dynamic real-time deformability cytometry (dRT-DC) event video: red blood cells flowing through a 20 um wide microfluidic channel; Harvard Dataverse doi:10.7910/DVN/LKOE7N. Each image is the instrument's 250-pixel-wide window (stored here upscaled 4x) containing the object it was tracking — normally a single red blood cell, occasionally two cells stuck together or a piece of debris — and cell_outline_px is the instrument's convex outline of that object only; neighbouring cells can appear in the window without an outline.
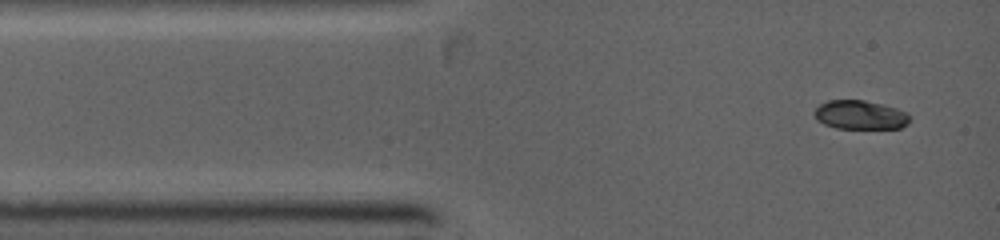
{"species": "common noctule bat (a hibernating species)", "species_latin": "Nyctalus noctula", "temperature_condition": "warm", "stored_images_in_passage": 3, "camera_frame_rate_fps": 5000, "um_per_image_px": 0.085, "animal": {"sex": "female", "body_mass_g": 19.0, "forearm_length_mm": 53.3}, "frame": {"image": 1, "passage_image": 1, "time_ms": 0.0, "image_size_px": [1000, 240], "cell_outline_px": [[908, 124], [900, 128], [836, 128], [824, 124], [816, 120], [816, 108], [820, 104], [828, 100], [864, 100], [896, 108], [904, 112], [908, 116]], "centroid_in_image_um": [73.09, 9.77], "position_along_channel_um": 11.9, "area_um2": 15.78}}
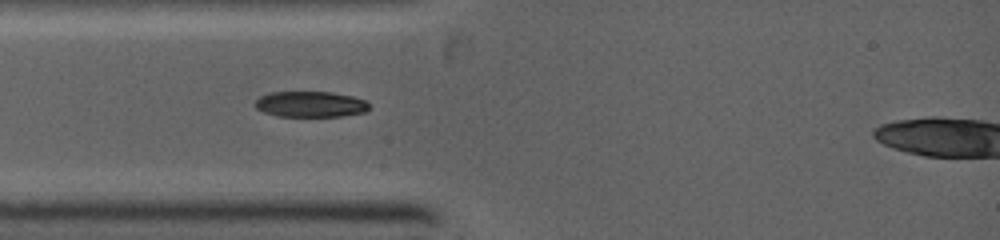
{"frame": {"image": 2, "passage_image": 3, "time_ms": 2.0, "image_size_px": [1000, 240], "cell_outline_px": [[368, 108], [364, 112], [344, 116], [280, 116], [264, 112], [256, 108], [252, 104], [260, 96], [268, 92], [332, 92], [352, 96], [364, 100], [368, 104]], "centroid_in_image_um": [26.34, 8.85], "position_along_channel_um": 58.7, "area_um2": 17.11}}